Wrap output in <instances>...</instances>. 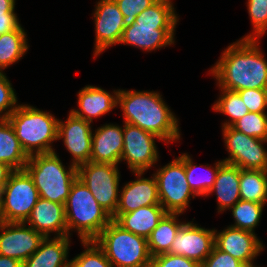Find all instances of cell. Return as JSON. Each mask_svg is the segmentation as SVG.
<instances>
[{
    "instance_id": "17",
    "label": "cell",
    "mask_w": 267,
    "mask_h": 267,
    "mask_svg": "<svg viewBox=\"0 0 267 267\" xmlns=\"http://www.w3.org/2000/svg\"><path fill=\"white\" fill-rule=\"evenodd\" d=\"M136 179L124 183L120 189L116 212L111 216L116 220L121 214L149 205H161L155 176L143 177L145 172H133Z\"/></svg>"
},
{
    "instance_id": "35",
    "label": "cell",
    "mask_w": 267,
    "mask_h": 267,
    "mask_svg": "<svg viewBox=\"0 0 267 267\" xmlns=\"http://www.w3.org/2000/svg\"><path fill=\"white\" fill-rule=\"evenodd\" d=\"M246 3L253 30L243 39H261L267 31V0H248Z\"/></svg>"
},
{
    "instance_id": "29",
    "label": "cell",
    "mask_w": 267,
    "mask_h": 267,
    "mask_svg": "<svg viewBox=\"0 0 267 267\" xmlns=\"http://www.w3.org/2000/svg\"><path fill=\"white\" fill-rule=\"evenodd\" d=\"M240 198L267 205V171L240 169Z\"/></svg>"
},
{
    "instance_id": "27",
    "label": "cell",
    "mask_w": 267,
    "mask_h": 267,
    "mask_svg": "<svg viewBox=\"0 0 267 267\" xmlns=\"http://www.w3.org/2000/svg\"><path fill=\"white\" fill-rule=\"evenodd\" d=\"M224 163L223 160H218L213 166L209 164L197 165L188 153H184V167L186 178L191 190L197 197H206L210 189L213 187L218 169ZM198 168V169H197ZM205 168V169H204ZM205 170L204 172H198Z\"/></svg>"
},
{
    "instance_id": "26",
    "label": "cell",
    "mask_w": 267,
    "mask_h": 267,
    "mask_svg": "<svg viewBox=\"0 0 267 267\" xmlns=\"http://www.w3.org/2000/svg\"><path fill=\"white\" fill-rule=\"evenodd\" d=\"M178 213H166L159 224L147 238L148 249L151 257L168 253L179 228L185 221H179Z\"/></svg>"
},
{
    "instance_id": "8",
    "label": "cell",
    "mask_w": 267,
    "mask_h": 267,
    "mask_svg": "<svg viewBox=\"0 0 267 267\" xmlns=\"http://www.w3.org/2000/svg\"><path fill=\"white\" fill-rule=\"evenodd\" d=\"M39 198L28 172L14 170L0 193V221L25 222Z\"/></svg>"
},
{
    "instance_id": "14",
    "label": "cell",
    "mask_w": 267,
    "mask_h": 267,
    "mask_svg": "<svg viewBox=\"0 0 267 267\" xmlns=\"http://www.w3.org/2000/svg\"><path fill=\"white\" fill-rule=\"evenodd\" d=\"M193 222H185L179 228L168 253L184 256L201 265L211 254L215 242V228L207 229Z\"/></svg>"
},
{
    "instance_id": "39",
    "label": "cell",
    "mask_w": 267,
    "mask_h": 267,
    "mask_svg": "<svg viewBox=\"0 0 267 267\" xmlns=\"http://www.w3.org/2000/svg\"><path fill=\"white\" fill-rule=\"evenodd\" d=\"M201 267H247L244 263L234 258L229 253L218 249L215 245L211 254L203 261Z\"/></svg>"
},
{
    "instance_id": "19",
    "label": "cell",
    "mask_w": 267,
    "mask_h": 267,
    "mask_svg": "<svg viewBox=\"0 0 267 267\" xmlns=\"http://www.w3.org/2000/svg\"><path fill=\"white\" fill-rule=\"evenodd\" d=\"M25 223L45 237L68 236L64 204L39 198Z\"/></svg>"
},
{
    "instance_id": "16",
    "label": "cell",
    "mask_w": 267,
    "mask_h": 267,
    "mask_svg": "<svg viewBox=\"0 0 267 267\" xmlns=\"http://www.w3.org/2000/svg\"><path fill=\"white\" fill-rule=\"evenodd\" d=\"M92 123L74 116L70 111L66 121L58 120L57 140L72 155L71 164L79 166L90 161L92 148Z\"/></svg>"
},
{
    "instance_id": "41",
    "label": "cell",
    "mask_w": 267,
    "mask_h": 267,
    "mask_svg": "<svg viewBox=\"0 0 267 267\" xmlns=\"http://www.w3.org/2000/svg\"><path fill=\"white\" fill-rule=\"evenodd\" d=\"M21 26L15 8L6 14L0 15V35L16 30Z\"/></svg>"
},
{
    "instance_id": "42",
    "label": "cell",
    "mask_w": 267,
    "mask_h": 267,
    "mask_svg": "<svg viewBox=\"0 0 267 267\" xmlns=\"http://www.w3.org/2000/svg\"><path fill=\"white\" fill-rule=\"evenodd\" d=\"M14 171L8 164L0 163V193L3 190L5 184L8 182V179L12 172Z\"/></svg>"
},
{
    "instance_id": "28",
    "label": "cell",
    "mask_w": 267,
    "mask_h": 267,
    "mask_svg": "<svg viewBox=\"0 0 267 267\" xmlns=\"http://www.w3.org/2000/svg\"><path fill=\"white\" fill-rule=\"evenodd\" d=\"M29 47L27 32L23 26L0 35V71L20 61Z\"/></svg>"
},
{
    "instance_id": "22",
    "label": "cell",
    "mask_w": 267,
    "mask_h": 267,
    "mask_svg": "<svg viewBox=\"0 0 267 267\" xmlns=\"http://www.w3.org/2000/svg\"><path fill=\"white\" fill-rule=\"evenodd\" d=\"M71 238L45 237L39 248L23 262V267H70Z\"/></svg>"
},
{
    "instance_id": "11",
    "label": "cell",
    "mask_w": 267,
    "mask_h": 267,
    "mask_svg": "<svg viewBox=\"0 0 267 267\" xmlns=\"http://www.w3.org/2000/svg\"><path fill=\"white\" fill-rule=\"evenodd\" d=\"M162 141L155 134L140 127L123 122V150L121 160L133 172H146L159 161L156 140Z\"/></svg>"
},
{
    "instance_id": "34",
    "label": "cell",
    "mask_w": 267,
    "mask_h": 267,
    "mask_svg": "<svg viewBox=\"0 0 267 267\" xmlns=\"http://www.w3.org/2000/svg\"><path fill=\"white\" fill-rule=\"evenodd\" d=\"M232 127L248 136L267 141V112H248Z\"/></svg>"
},
{
    "instance_id": "2",
    "label": "cell",
    "mask_w": 267,
    "mask_h": 267,
    "mask_svg": "<svg viewBox=\"0 0 267 267\" xmlns=\"http://www.w3.org/2000/svg\"><path fill=\"white\" fill-rule=\"evenodd\" d=\"M121 108L124 123L140 127L170 144L181 139L179 118L158 91L119 89L117 108Z\"/></svg>"
},
{
    "instance_id": "13",
    "label": "cell",
    "mask_w": 267,
    "mask_h": 267,
    "mask_svg": "<svg viewBox=\"0 0 267 267\" xmlns=\"http://www.w3.org/2000/svg\"><path fill=\"white\" fill-rule=\"evenodd\" d=\"M95 26L94 58L119 44L123 30V14L114 0H98L93 12Z\"/></svg>"
},
{
    "instance_id": "31",
    "label": "cell",
    "mask_w": 267,
    "mask_h": 267,
    "mask_svg": "<svg viewBox=\"0 0 267 267\" xmlns=\"http://www.w3.org/2000/svg\"><path fill=\"white\" fill-rule=\"evenodd\" d=\"M220 94L214 102L212 109L216 113H222L229 118L221 123V127L232 126L240 118L249 112L240 95L237 92L219 88Z\"/></svg>"
},
{
    "instance_id": "15",
    "label": "cell",
    "mask_w": 267,
    "mask_h": 267,
    "mask_svg": "<svg viewBox=\"0 0 267 267\" xmlns=\"http://www.w3.org/2000/svg\"><path fill=\"white\" fill-rule=\"evenodd\" d=\"M214 245L247 267H260L255 265L254 260L265 249L263 241L258 238L257 234L231 226H227L221 232L215 229Z\"/></svg>"
},
{
    "instance_id": "23",
    "label": "cell",
    "mask_w": 267,
    "mask_h": 267,
    "mask_svg": "<svg viewBox=\"0 0 267 267\" xmlns=\"http://www.w3.org/2000/svg\"><path fill=\"white\" fill-rule=\"evenodd\" d=\"M216 194L217 212L223 213L234 206L240 198V168L223 163L219 169L213 187L207 196Z\"/></svg>"
},
{
    "instance_id": "21",
    "label": "cell",
    "mask_w": 267,
    "mask_h": 267,
    "mask_svg": "<svg viewBox=\"0 0 267 267\" xmlns=\"http://www.w3.org/2000/svg\"><path fill=\"white\" fill-rule=\"evenodd\" d=\"M123 150V126L105 123L92 134L90 161L119 165Z\"/></svg>"
},
{
    "instance_id": "44",
    "label": "cell",
    "mask_w": 267,
    "mask_h": 267,
    "mask_svg": "<svg viewBox=\"0 0 267 267\" xmlns=\"http://www.w3.org/2000/svg\"><path fill=\"white\" fill-rule=\"evenodd\" d=\"M16 5V0H0V15L11 12Z\"/></svg>"
},
{
    "instance_id": "18",
    "label": "cell",
    "mask_w": 267,
    "mask_h": 267,
    "mask_svg": "<svg viewBox=\"0 0 267 267\" xmlns=\"http://www.w3.org/2000/svg\"><path fill=\"white\" fill-rule=\"evenodd\" d=\"M176 28L133 23L123 30L119 44L129 45L145 52H152L175 45Z\"/></svg>"
},
{
    "instance_id": "40",
    "label": "cell",
    "mask_w": 267,
    "mask_h": 267,
    "mask_svg": "<svg viewBox=\"0 0 267 267\" xmlns=\"http://www.w3.org/2000/svg\"><path fill=\"white\" fill-rule=\"evenodd\" d=\"M150 267H201V265L184 256L164 253L152 257Z\"/></svg>"
},
{
    "instance_id": "1",
    "label": "cell",
    "mask_w": 267,
    "mask_h": 267,
    "mask_svg": "<svg viewBox=\"0 0 267 267\" xmlns=\"http://www.w3.org/2000/svg\"><path fill=\"white\" fill-rule=\"evenodd\" d=\"M260 42L259 39L240 38L222 51L208 71L218 88L234 92L267 89V60Z\"/></svg>"
},
{
    "instance_id": "24",
    "label": "cell",
    "mask_w": 267,
    "mask_h": 267,
    "mask_svg": "<svg viewBox=\"0 0 267 267\" xmlns=\"http://www.w3.org/2000/svg\"><path fill=\"white\" fill-rule=\"evenodd\" d=\"M166 213L161 205H149L123 213L115 222L124 230L147 239Z\"/></svg>"
},
{
    "instance_id": "6",
    "label": "cell",
    "mask_w": 267,
    "mask_h": 267,
    "mask_svg": "<svg viewBox=\"0 0 267 267\" xmlns=\"http://www.w3.org/2000/svg\"><path fill=\"white\" fill-rule=\"evenodd\" d=\"M112 267H150L151 255L145 237L124 230L112 220L94 240Z\"/></svg>"
},
{
    "instance_id": "37",
    "label": "cell",
    "mask_w": 267,
    "mask_h": 267,
    "mask_svg": "<svg viewBox=\"0 0 267 267\" xmlns=\"http://www.w3.org/2000/svg\"><path fill=\"white\" fill-rule=\"evenodd\" d=\"M123 14L125 27L135 23L136 17L157 0H114Z\"/></svg>"
},
{
    "instance_id": "12",
    "label": "cell",
    "mask_w": 267,
    "mask_h": 267,
    "mask_svg": "<svg viewBox=\"0 0 267 267\" xmlns=\"http://www.w3.org/2000/svg\"><path fill=\"white\" fill-rule=\"evenodd\" d=\"M45 236L25 222L0 221V255L26 261L40 246Z\"/></svg>"
},
{
    "instance_id": "10",
    "label": "cell",
    "mask_w": 267,
    "mask_h": 267,
    "mask_svg": "<svg viewBox=\"0 0 267 267\" xmlns=\"http://www.w3.org/2000/svg\"><path fill=\"white\" fill-rule=\"evenodd\" d=\"M228 157L222 159L225 163L249 170L267 171L266 140L248 136L237 131L232 126L221 127Z\"/></svg>"
},
{
    "instance_id": "3",
    "label": "cell",
    "mask_w": 267,
    "mask_h": 267,
    "mask_svg": "<svg viewBox=\"0 0 267 267\" xmlns=\"http://www.w3.org/2000/svg\"><path fill=\"white\" fill-rule=\"evenodd\" d=\"M49 112L28 104H19L7 118L28 156L55 152L53 143L58 141L59 119Z\"/></svg>"
},
{
    "instance_id": "9",
    "label": "cell",
    "mask_w": 267,
    "mask_h": 267,
    "mask_svg": "<svg viewBox=\"0 0 267 267\" xmlns=\"http://www.w3.org/2000/svg\"><path fill=\"white\" fill-rule=\"evenodd\" d=\"M118 165L89 161L77 167L78 178L111 216L116 212L120 193Z\"/></svg>"
},
{
    "instance_id": "32",
    "label": "cell",
    "mask_w": 267,
    "mask_h": 267,
    "mask_svg": "<svg viewBox=\"0 0 267 267\" xmlns=\"http://www.w3.org/2000/svg\"><path fill=\"white\" fill-rule=\"evenodd\" d=\"M264 204L239 200L229 211H232L234 224L229 226L255 233V228L262 219Z\"/></svg>"
},
{
    "instance_id": "33",
    "label": "cell",
    "mask_w": 267,
    "mask_h": 267,
    "mask_svg": "<svg viewBox=\"0 0 267 267\" xmlns=\"http://www.w3.org/2000/svg\"><path fill=\"white\" fill-rule=\"evenodd\" d=\"M81 244L85 249L70 260V267H112L95 241H81Z\"/></svg>"
},
{
    "instance_id": "4",
    "label": "cell",
    "mask_w": 267,
    "mask_h": 267,
    "mask_svg": "<svg viewBox=\"0 0 267 267\" xmlns=\"http://www.w3.org/2000/svg\"><path fill=\"white\" fill-rule=\"evenodd\" d=\"M68 236L77 232L80 241H94L112 221L111 215L99 205L88 187L77 177L65 203Z\"/></svg>"
},
{
    "instance_id": "36",
    "label": "cell",
    "mask_w": 267,
    "mask_h": 267,
    "mask_svg": "<svg viewBox=\"0 0 267 267\" xmlns=\"http://www.w3.org/2000/svg\"><path fill=\"white\" fill-rule=\"evenodd\" d=\"M19 104L11 81L4 71H0V119H7Z\"/></svg>"
},
{
    "instance_id": "7",
    "label": "cell",
    "mask_w": 267,
    "mask_h": 267,
    "mask_svg": "<svg viewBox=\"0 0 267 267\" xmlns=\"http://www.w3.org/2000/svg\"><path fill=\"white\" fill-rule=\"evenodd\" d=\"M161 206L167 213L183 214L190 200L197 196L190 188L184 167V153L164 166L155 169Z\"/></svg>"
},
{
    "instance_id": "20",
    "label": "cell",
    "mask_w": 267,
    "mask_h": 267,
    "mask_svg": "<svg viewBox=\"0 0 267 267\" xmlns=\"http://www.w3.org/2000/svg\"><path fill=\"white\" fill-rule=\"evenodd\" d=\"M119 89L111 93L101 87L86 85L77 94L78 109L70 112L87 122L93 123L94 118L102 117L117 107V94Z\"/></svg>"
},
{
    "instance_id": "25",
    "label": "cell",
    "mask_w": 267,
    "mask_h": 267,
    "mask_svg": "<svg viewBox=\"0 0 267 267\" xmlns=\"http://www.w3.org/2000/svg\"><path fill=\"white\" fill-rule=\"evenodd\" d=\"M28 159L9 120L0 119V163L8 164L14 170H22Z\"/></svg>"
},
{
    "instance_id": "38",
    "label": "cell",
    "mask_w": 267,
    "mask_h": 267,
    "mask_svg": "<svg viewBox=\"0 0 267 267\" xmlns=\"http://www.w3.org/2000/svg\"><path fill=\"white\" fill-rule=\"evenodd\" d=\"M236 92L249 112H267V89H243Z\"/></svg>"
},
{
    "instance_id": "43",
    "label": "cell",
    "mask_w": 267,
    "mask_h": 267,
    "mask_svg": "<svg viewBox=\"0 0 267 267\" xmlns=\"http://www.w3.org/2000/svg\"><path fill=\"white\" fill-rule=\"evenodd\" d=\"M0 267H23V263L16 259L0 255Z\"/></svg>"
},
{
    "instance_id": "5",
    "label": "cell",
    "mask_w": 267,
    "mask_h": 267,
    "mask_svg": "<svg viewBox=\"0 0 267 267\" xmlns=\"http://www.w3.org/2000/svg\"><path fill=\"white\" fill-rule=\"evenodd\" d=\"M24 169L32 178L40 198L64 205L78 177L77 166L71 163L65 166L56 151L29 156Z\"/></svg>"
},
{
    "instance_id": "30",
    "label": "cell",
    "mask_w": 267,
    "mask_h": 267,
    "mask_svg": "<svg viewBox=\"0 0 267 267\" xmlns=\"http://www.w3.org/2000/svg\"><path fill=\"white\" fill-rule=\"evenodd\" d=\"M172 0H157L139 14L135 23L157 25L160 28H176L179 16Z\"/></svg>"
}]
</instances>
